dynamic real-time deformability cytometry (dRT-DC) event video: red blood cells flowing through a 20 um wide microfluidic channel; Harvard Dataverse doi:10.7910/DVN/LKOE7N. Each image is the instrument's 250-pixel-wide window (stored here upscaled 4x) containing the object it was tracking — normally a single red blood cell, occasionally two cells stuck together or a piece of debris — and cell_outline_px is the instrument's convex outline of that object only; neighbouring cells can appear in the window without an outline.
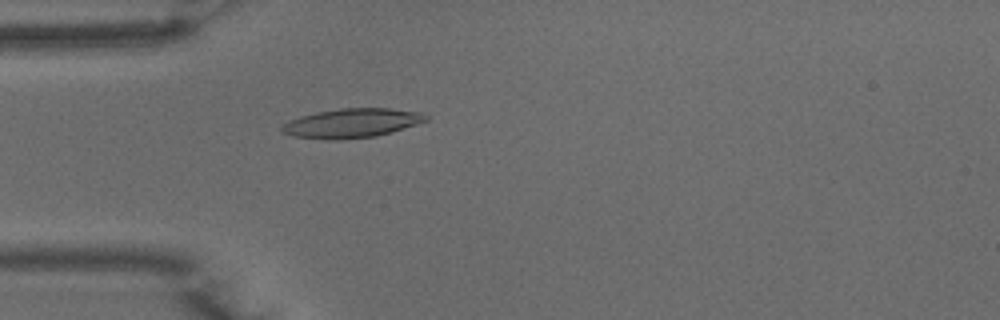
{"species": "common noctule bat (a hibernating species)", "species_latin": "Nyctalus noctula", "temperature_condition": "warm", "stored_images_in_passage": 50, "camera_frame_rate_fps": 3000, "um_per_image_px": 0.085, "animal": {"sex": "male", "body_mass_g": 15.6}, "frame": {"image": 1, "passage_image": 14, "time_ms": 4.333, "image_size_px": [1000, 320], "cell_outline_px": [[428, 120], [392, 132], [376, 136], [336, 140], [292, 136], [280, 132], [280, 128], [288, 120], [300, 116], [316, 112], [340, 108], [388, 108], [424, 112], [428, 116]], "centroid_in_image_um": [29.9, 10.46], "position_along_channel_um": 55.1, "area_um2": 24.62}}
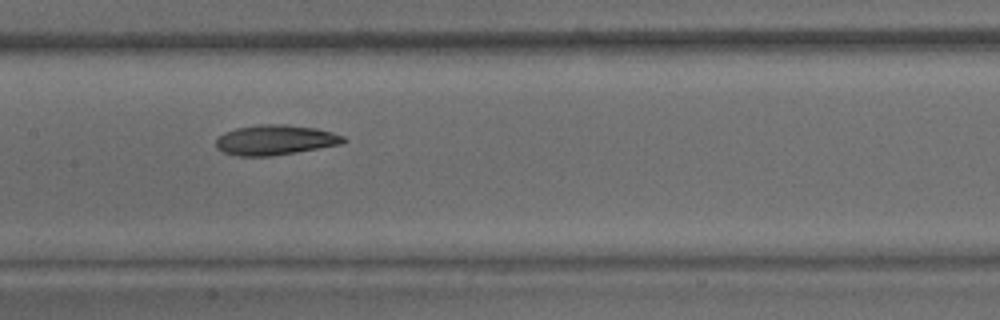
{"frame": {"image": 2, "passage_image": 24, "time_ms": 7.667, "image_size_px": [1000, 320], "cell_outline_px": [[348, 140], [344, 144], [296, 152], [268, 156], [236, 156], [224, 152], [216, 148], [216, 140], [224, 132], [236, 128], [260, 124], [284, 124], [316, 128], [332, 132], [344, 136]], "centroid_in_image_um": [23.42, 11.89], "position_along_channel_um": 184.0, "area_um2": 22.43}}
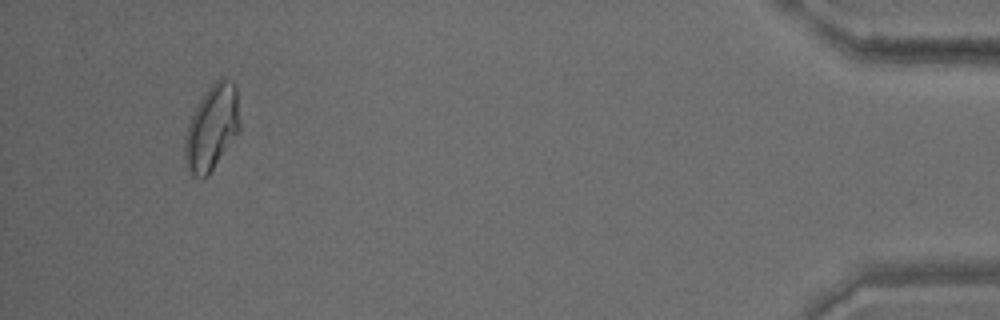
{"frame": {"image": 3, "passage_image": 47, "time_ms": 15.333, "image_size_px": [1000, 320], "cell_outline_px": [[240, 132], [208, 176], [196, 176], [184, 164], [184, 140], [188, 124], [200, 100], [208, 88], [220, 76], [224, 76], [232, 80], [236, 84], [240, 120]], "centroid_in_image_um": [18.04, 10.82], "position_along_channel_um": 417.2, "area_um2": 27.51}, "authors_computed_cell_mechanics": {"area_um2": 23.1489, "velocity_mm_per_s": 3.9895, "shape_relaxation_time_tau1_ms": 5.7921, "shape_relaxation_time_tau2_ms": 3.4316, "deformation_change_tau1": 0.194, "deformation_change_tau2": 0.1063}}